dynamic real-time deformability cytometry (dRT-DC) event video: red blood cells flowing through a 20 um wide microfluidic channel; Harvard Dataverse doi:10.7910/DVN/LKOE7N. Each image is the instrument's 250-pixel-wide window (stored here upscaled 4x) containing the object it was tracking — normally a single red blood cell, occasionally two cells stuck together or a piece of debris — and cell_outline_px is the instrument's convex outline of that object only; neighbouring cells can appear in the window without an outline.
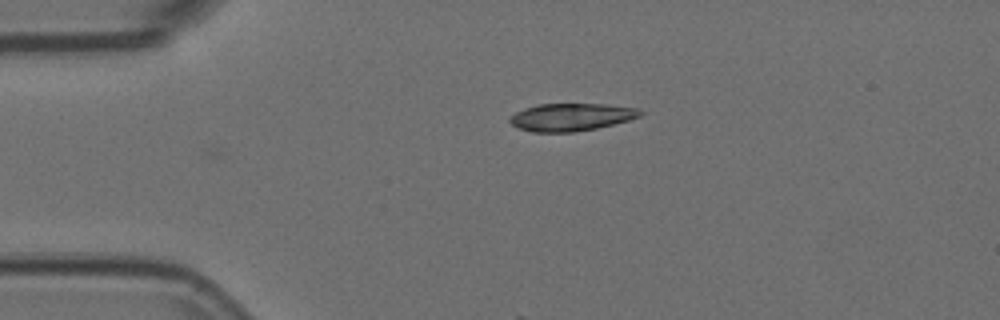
{"species": "Egyptian fruit bat (a non-hibernating species)", "species_latin": "Rousettus aegyptiacus", "temperature_condition": "room temperature", "stored_images_in_passage": 2, "camera_frame_rate_fps": 3000, "um_per_image_px": 0.085, "animal": {"sex": "female"}, "frame": {"image": 1, "passage_image": 1, "time_ms": 0.0, "image_size_px": [1000, 320], "cell_outline_px": [[644, 112], [640, 116], [628, 120], [596, 128], [572, 132], [532, 132], [520, 128], [512, 124], [508, 120], [508, 116], [524, 108], [540, 104], [604, 104], [640, 108]], "centroid_in_image_um": [48.54, 9.94], "position_along_channel_um": 36.5, "area_um2": 20.92}}